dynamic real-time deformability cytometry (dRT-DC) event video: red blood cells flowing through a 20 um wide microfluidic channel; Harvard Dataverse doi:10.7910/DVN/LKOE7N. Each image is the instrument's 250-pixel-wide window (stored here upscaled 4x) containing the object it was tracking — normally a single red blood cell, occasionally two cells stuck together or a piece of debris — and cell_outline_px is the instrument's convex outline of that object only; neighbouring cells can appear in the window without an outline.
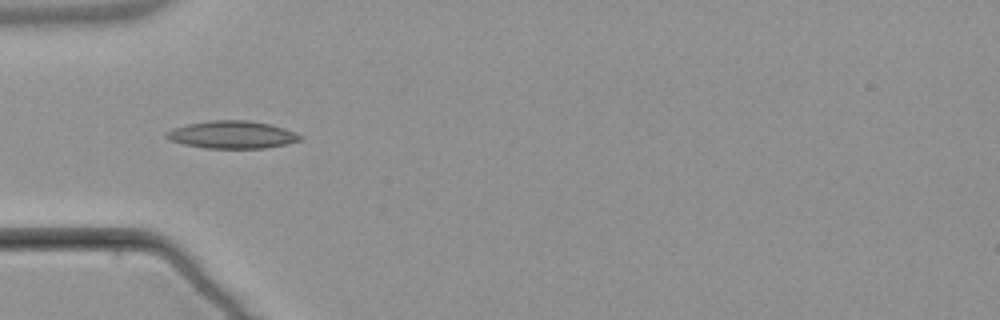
{"species": "common noctule bat (a hibernating species)", "species_latin": "Nyctalus noctula", "temperature_condition": "warm", "stored_images_in_passage": 5, "camera_frame_rate_fps": 3000, "um_per_image_px": 0.085, "animal": {"sex": "male", "body_mass_g": 21.5, "forearm_length_mm": 52.0}, "frame": {"image": 1, "passage_image": 5, "time_ms": 6.0, "image_size_px": [1000, 320], "cell_outline_px": [[304, 136], [300, 140], [288, 144], [264, 148], [204, 148], [184, 144], [172, 140], [164, 136], [172, 128], [188, 124], [212, 120], [248, 120], [272, 124], [296, 132]], "centroid_in_image_um": [19.79, 11.44], "position_along_channel_um": 65.2, "area_um2": 21.5}}